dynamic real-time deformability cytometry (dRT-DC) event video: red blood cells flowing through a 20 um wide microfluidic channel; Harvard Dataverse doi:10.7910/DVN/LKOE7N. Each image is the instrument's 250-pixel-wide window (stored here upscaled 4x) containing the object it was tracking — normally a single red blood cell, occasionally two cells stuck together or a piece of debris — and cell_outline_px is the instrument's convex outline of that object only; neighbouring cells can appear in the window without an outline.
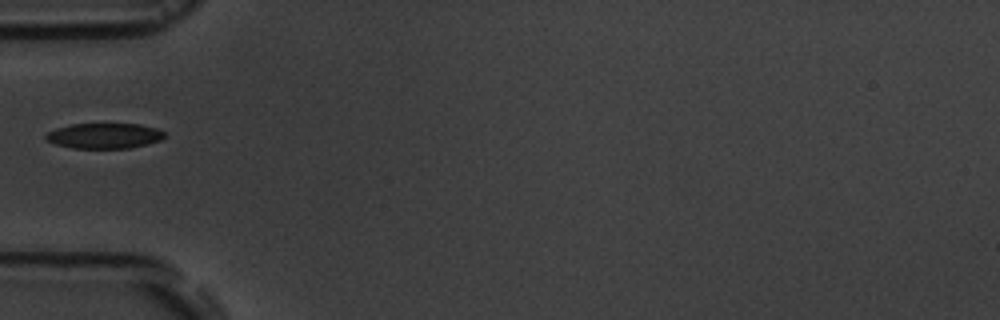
{"species": "common noctule bat (a hibernating species)", "species_latin": "Nyctalus noctula", "temperature_condition": "room temperature", "stored_images_in_passage": 5, "camera_frame_rate_fps": 3000, "um_per_image_px": 0.085, "animal": {"sex": "male", "body_mass_g": 19.5, "forearm_length_mm": 54.6}, "frame": {"image": 1, "passage_image": 5, "time_ms": 5.333, "image_size_px": [1000, 320], "cell_outline_px": [[164, 136], [160, 140], [148, 144], [132, 148], [72, 148], [56, 144], [44, 140], [44, 136], [48, 132], [56, 128], [72, 124], [140, 124], [156, 128], [164, 132]], "centroid_in_image_um": [8.84, 11.55], "position_along_channel_um": 76.2, "area_um2": 17.57}}